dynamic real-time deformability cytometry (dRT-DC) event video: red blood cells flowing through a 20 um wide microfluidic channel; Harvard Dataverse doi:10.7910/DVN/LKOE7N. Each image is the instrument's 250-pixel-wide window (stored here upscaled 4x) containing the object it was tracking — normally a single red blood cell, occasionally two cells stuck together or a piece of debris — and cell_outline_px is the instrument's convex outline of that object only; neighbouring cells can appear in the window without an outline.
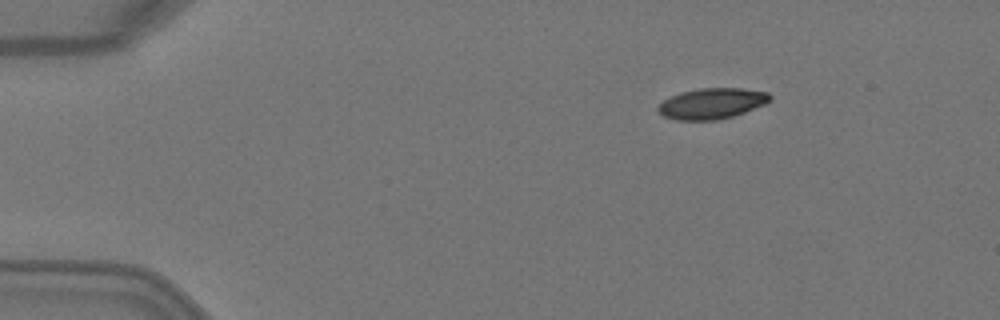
{"species": "Egyptian fruit bat (a non-hibernating species)", "species_latin": "Rousettus aegyptiacus", "temperature_condition": "warm", "stored_images_in_passage": 3, "camera_frame_rate_fps": 3000, "um_per_image_px": 0.085, "animal": {"sex": "female"}, "frame": {"image": 1, "passage_image": 1, "time_ms": 0.0, "image_size_px": [1000, 320], "cell_outline_px": [[772, 100], [764, 104], [744, 112], [732, 116], [716, 120], [676, 120], [664, 116], [656, 108], [664, 100], [680, 92], [700, 88], [740, 88], [768, 92], [772, 96]], "centroid_in_image_um": [60.52, 8.79], "position_along_channel_um": 24.5, "area_um2": 19.94}}
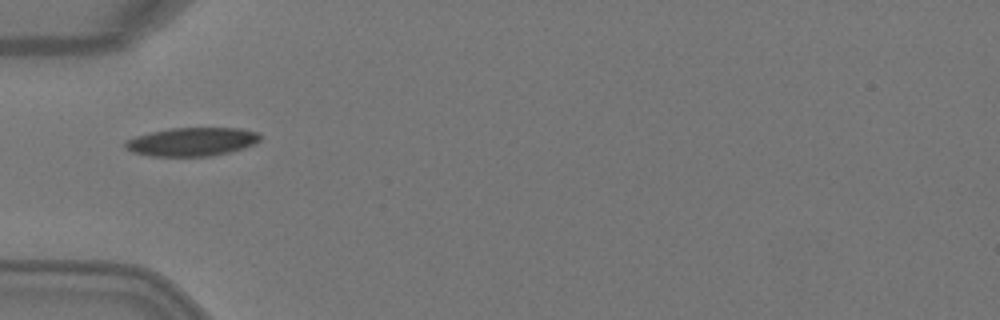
{"frame": {"image": 2, "passage_image": 3, "time_ms": 0.667, "image_size_px": [1000, 320], "cell_outline_px": [[260, 140], [244, 148], [212, 156], [148, 156], [132, 152], [124, 148], [124, 144], [128, 140], [136, 136], [148, 132], [172, 128], [240, 128], [260, 132]], "centroid_in_image_um": [16.3, 12.05], "position_along_channel_um": 68.7, "area_um2": 22.48}}